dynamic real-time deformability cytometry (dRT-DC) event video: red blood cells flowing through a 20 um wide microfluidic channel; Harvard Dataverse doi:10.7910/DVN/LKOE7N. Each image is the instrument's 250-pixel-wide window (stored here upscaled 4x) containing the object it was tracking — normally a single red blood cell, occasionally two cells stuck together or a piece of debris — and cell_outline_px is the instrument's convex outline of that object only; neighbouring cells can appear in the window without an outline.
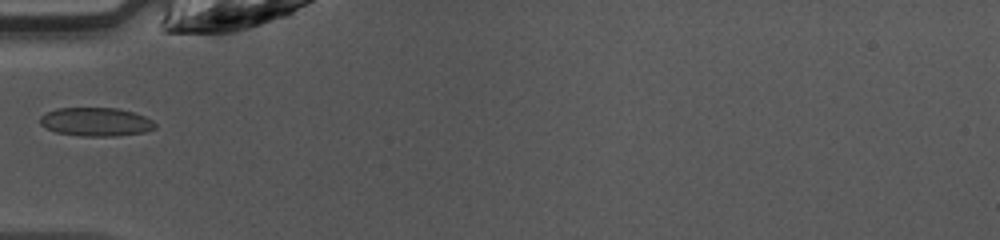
{"species": "common noctule bat (a hibernating species)", "species_latin": "Nyctalus noctula", "temperature_condition": "warm", "stored_images_in_passage": 32, "camera_frame_rate_fps": 3000, "um_per_image_px": 0.085, "animal": {"sex": "female", "body_mass_g": 10.0, "forearm_length_mm": 53.1}, "frame": {"image": 1, "passage_image": 1, "time_ms": 0.0, "image_size_px": [1000, 240], "cell_outline_px": [[156, 128], [144, 132], [112, 136], [80, 136], [56, 132], [40, 124], [40, 116], [56, 108], [116, 108], [132, 112], [144, 116], [152, 120], [156, 124]], "centroid_in_image_um": [8.15, 10.36], "position_along_channel_um": 76.8, "area_um2": 19.02}}
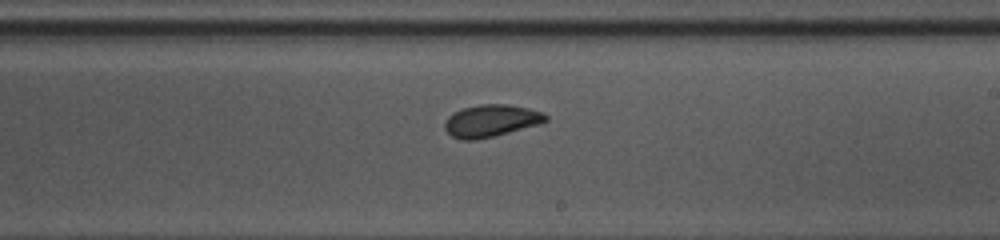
{"frame": {"image": 2, "passage_image": 13, "time_ms": 4.0, "image_size_px": [1000, 240], "cell_outline_px": [[548, 120], [540, 124], [476, 140], [460, 140], [452, 136], [444, 128], [444, 124], [448, 116], [452, 112], [464, 108], [480, 104], [508, 104], [528, 108], [544, 112], [548, 116]], "centroid_in_image_um": [41.74, 10.25], "position_along_channel_um": 247.3, "area_um2": 18.96}}
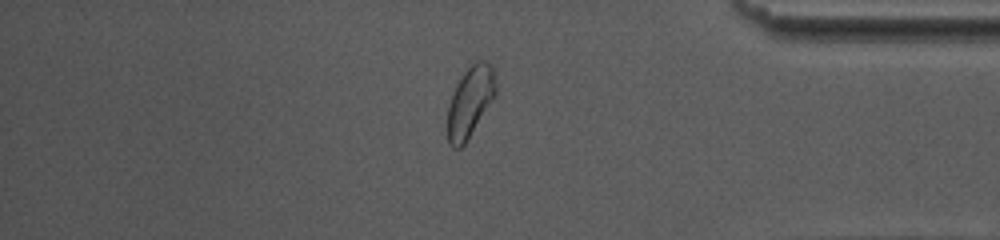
{"frame": {"image": 3, "passage_image": 25, "time_ms": 8.0, "image_size_px": [1000, 240], "cell_outline_px": [[496, 96], [464, 144], [460, 148], [452, 148], [448, 144], [448, 104], [456, 84], [472, 60], [484, 60], [492, 64], [496, 84]], "centroid_in_image_um": [39.97, 8.6], "position_along_channel_um": 395.2, "area_um2": 20.06}}